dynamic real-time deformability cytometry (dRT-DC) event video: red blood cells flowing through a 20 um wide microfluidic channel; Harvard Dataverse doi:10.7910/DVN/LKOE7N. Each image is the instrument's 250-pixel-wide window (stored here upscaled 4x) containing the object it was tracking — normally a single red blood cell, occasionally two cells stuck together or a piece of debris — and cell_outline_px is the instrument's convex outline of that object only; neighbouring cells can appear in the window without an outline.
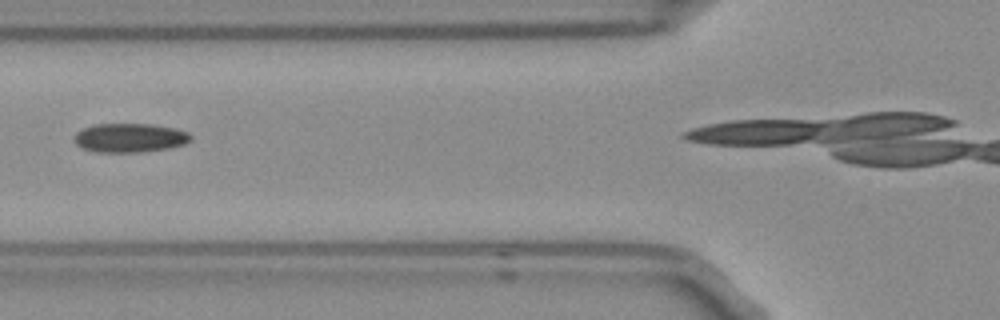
{"species": "Egyptian fruit bat (a non-hibernating species)", "species_latin": "Rousettus aegyptiacus", "temperature_condition": "room temperature", "stored_images_in_passage": 7, "camera_frame_rate_fps": 3000, "um_per_image_px": 0.085, "frame": {"image": 1, "passage_image": 6, "time_ms": 1.667, "image_size_px": [1000, 320], "cell_outline_px": [[192, 140], [184, 144], [168, 148], [140, 152], [96, 152], [80, 148], [72, 140], [72, 136], [76, 132], [92, 124], [152, 124], [176, 128], [188, 132], [192, 136]], "centroid_in_image_um": [11.0, 11.71], "position_along_channel_um": 114.8, "area_um2": 20.0}}